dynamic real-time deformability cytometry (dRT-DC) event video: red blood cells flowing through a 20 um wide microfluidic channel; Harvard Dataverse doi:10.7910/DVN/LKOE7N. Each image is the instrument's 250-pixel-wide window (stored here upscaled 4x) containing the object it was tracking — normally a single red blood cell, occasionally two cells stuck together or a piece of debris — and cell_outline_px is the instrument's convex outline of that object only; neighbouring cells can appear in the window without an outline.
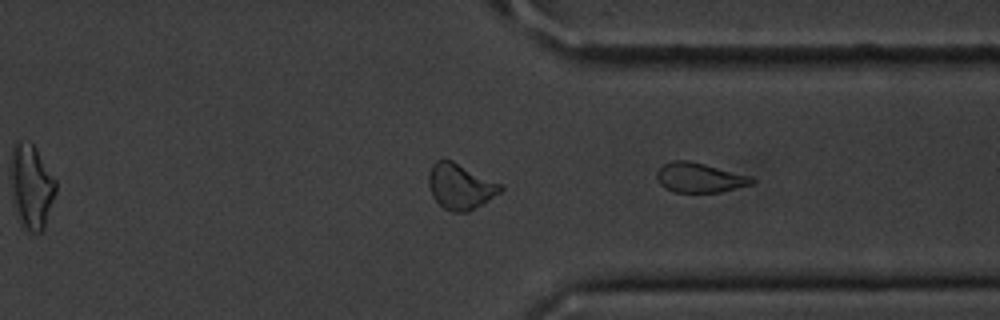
{"species": "common noctule bat (a hibernating species)", "species_latin": "Nyctalus noctula", "temperature_condition": "cold", "stored_images_in_passage": 27, "segment_of_instrument_passage": [2, 2], "camera_frame_rate_fps": 3000, "um_per_image_px": 0.085, "animal": {"sex": "male", "body_mass_g": 20.1, "forearm_length_mm": 53.5}, "frame": {"image": 1, "passage_image": 27, "time_ms": 8.667, "image_size_px": [1000, 320], "cell_outline_px": [[756, 180], [752, 184], [720, 192], [672, 192], [664, 188], [660, 184], [656, 176], [656, 172], [664, 164], [672, 160], [688, 160], [752, 176]], "centroid_in_image_um": [59.45, 15.1], "position_along_channel_um": 351.9, "area_um2": 16.47}}